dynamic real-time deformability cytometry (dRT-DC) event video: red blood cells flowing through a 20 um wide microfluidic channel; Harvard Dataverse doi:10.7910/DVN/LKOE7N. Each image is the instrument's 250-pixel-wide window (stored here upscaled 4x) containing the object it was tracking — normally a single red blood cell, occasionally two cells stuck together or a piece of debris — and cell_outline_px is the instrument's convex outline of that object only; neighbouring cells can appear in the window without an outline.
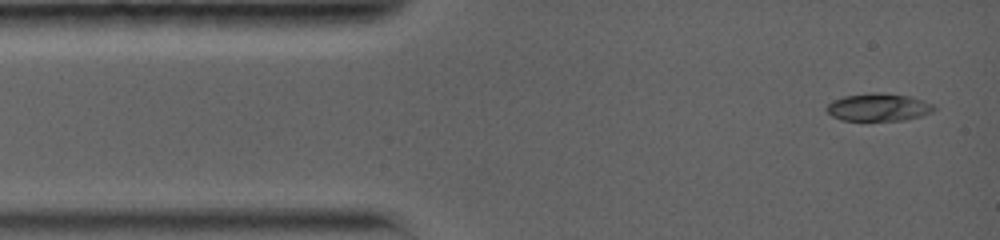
{"species": "common noctule bat (a hibernating species)", "species_latin": "Nyctalus noctula", "temperature_condition": "warm", "stored_images_in_passage": 8, "camera_frame_rate_fps": 5000, "um_per_image_px": 0.085, "animal": {"sex": "female", "body_mass_g": 19.0, "forearm_length_mm": 56.7}, "frame": {"image": 1, "passage_image": 1, "time_ms": 0.0, "image_size_px": [1000, 240], "cell_outline_px": [[936, 108], [932, 112], [920, 116], [904, 120], [840, 120], [832, 116], [824, 108], [832, 100], [844, 96], [876, 92], [880, 92], [908, 96], [932, 104]], "centroid_in_image_um": [74.62, 9.11], "position_along_channel_um": 10.4, "area_um2": 17.17}}
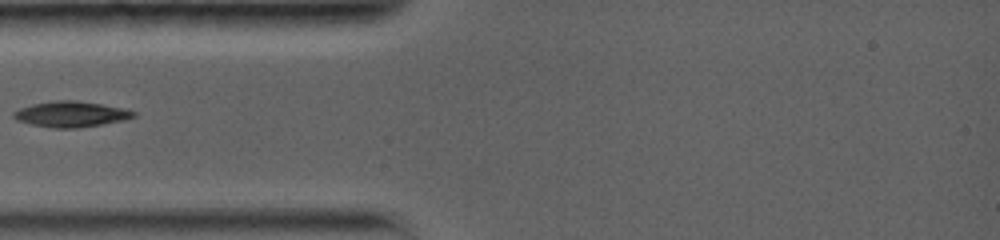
{"frame": {"image": 2, "passage_image": 6, "time_ms": 3.4, "image_size_px": [1000, 240], "cell_outline_px": [[136, 116], [124, 120], [80, 128], [52, 128], [32, 124], [16, 120], [12, 116], [12, 112], [20, 108], [32, 104], [56, 100], [76, 100], [124, 108], [136, 112]], "centroid_in_image_um": [6.02, 9.7], "position_along_channel_um": 79.0, "area_um2": 17.98}}
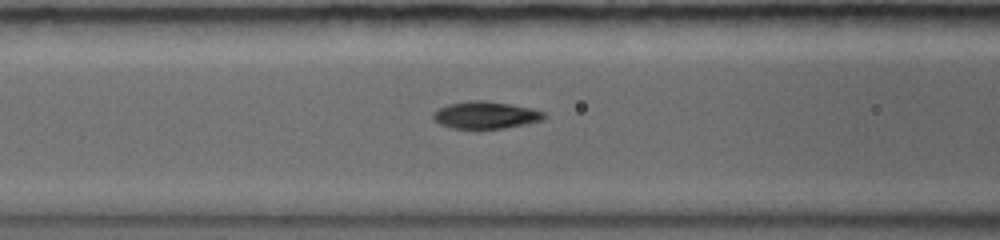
{"frame": {"image": 3, "passage_image": 8, "time_ms": 4.6, "image_size_px": [1000, 240], "cell_outline_px": [[544, 120], [504, 128], [452, 128], [440, 124], [432, 116], [432, 112], [448, 104], [468, 100], [484, 100], [532, 108], [544, 112]], "centroid_in_image_um": [41.26, 9.77], "position_along_channel_um": 125.3, "area_um2": 17.4}}